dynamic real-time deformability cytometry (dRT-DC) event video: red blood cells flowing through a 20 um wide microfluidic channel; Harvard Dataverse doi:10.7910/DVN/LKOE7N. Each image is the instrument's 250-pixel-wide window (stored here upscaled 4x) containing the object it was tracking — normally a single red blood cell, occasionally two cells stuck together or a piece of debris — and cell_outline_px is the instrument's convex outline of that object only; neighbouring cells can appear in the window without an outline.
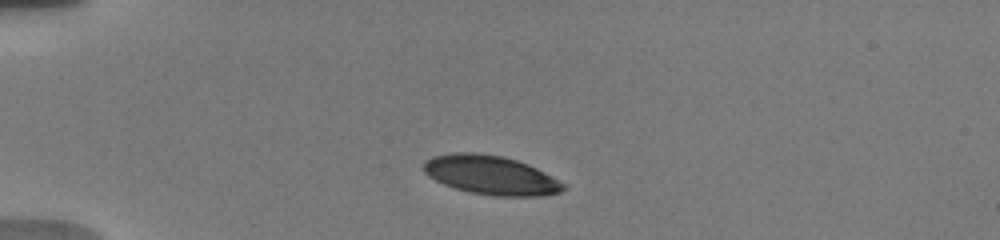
{"species": "human", "species_latin": "Homo sapiens", "temperature_condition": "warm", "stored_images_in_passage": 2, "camera_frame_rate_fps": 3000, "um_per_image_px": 0.085, "donor": {"sex": "male"}, "frame": {"image": 1, "passage_image": 1, "time_ms": 0.0, "image_size_px": [1000, 240], "cell_outline_px": [[568, 188], [560, 192], [540, 196], [496, 196], [472, 192], [456, 188], [444, 184], [428, 176], [420, 168], [424, 160], [432, 156], [452, 152], [476, 152], [504, 156], [528, 164], [568, 184]], "centroid_in_image_um": [41.72, 14.87], "position_along_channel_um": 43.3, "area_um2": 32.14}}